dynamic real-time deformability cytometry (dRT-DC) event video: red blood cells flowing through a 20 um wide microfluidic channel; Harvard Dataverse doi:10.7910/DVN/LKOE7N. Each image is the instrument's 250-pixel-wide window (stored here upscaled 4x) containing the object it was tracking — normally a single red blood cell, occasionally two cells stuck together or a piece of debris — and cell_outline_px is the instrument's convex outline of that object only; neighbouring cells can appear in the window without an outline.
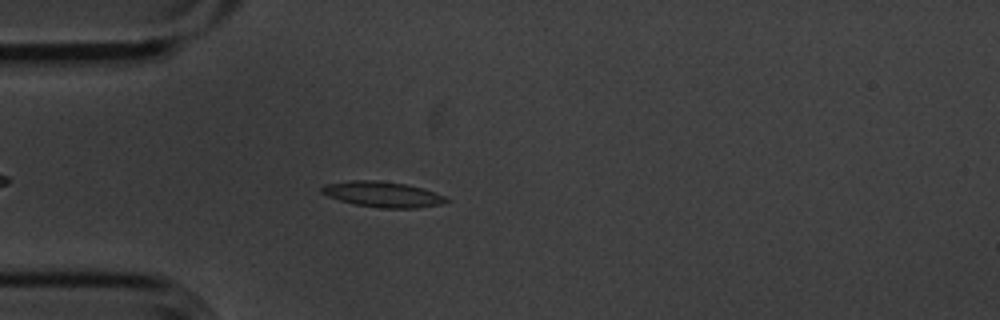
{"species": "common noctule bat (a hibernating species)", "species_latin": "Nyctalus noctula", "temperature_condition": "cold", "stored_images_in_passage": 48, "camera_frame_rate_fps": 3000, "um_per_image_px": 0.085, "animal": {"sex": "male", "body_mass_g": 20.1, "forearm_length_mm": 53.5}, "frame": {"image": 1, "passage_image": 8, "time_ms": 2.333, "image_size_px": [1000, 320], "cell_outline_px": [[452, 200], [440, 204], [416, 208], [380, 208], [356, 204], [340, 200], [328, 196], [320, 192], [320, 188], [324, 184], [352, 180], [376, 180], [408, 184], [424, 188], [444, 196]], "centroid_in_image_um": [32.53, 16.51], "position_along_channel_um": 52.5, "area_um2": 18.61}}
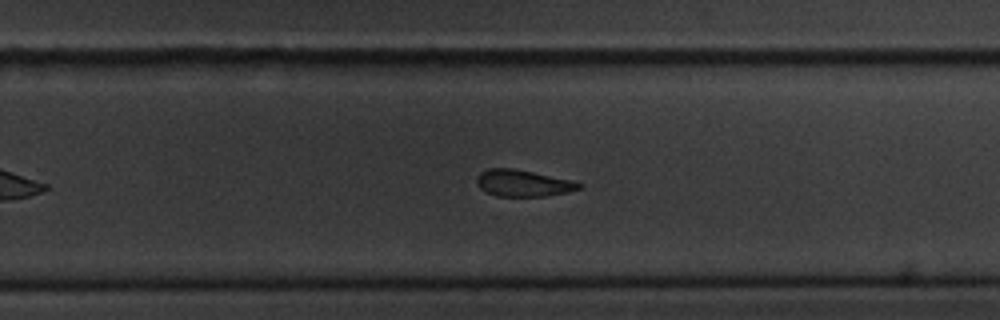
{"frame": {"image": 2, "passage_image": 28, "time_ms": 9.0, "image_size_px": [1000, 320], "cell_outline_px": [[584, 184], [580, 188], [568, 192], [544, 196], [496, 196], [480, 188], [476, 184], [476, 176], [480, 172], [488, 168], [512, 168], [572, 180]], "centroid_in_image_um": [44.44, 15.56], "position_along_channel_um": 285.4, "area_um2": 15.84}}
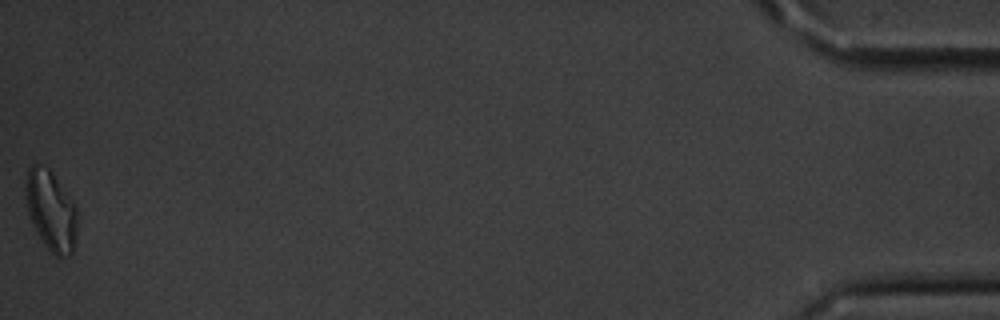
{"frame": {"image": 3, "passage_image": 48, "time_ms": 15.667, "image_size_px": [1000, 320], "cell_outline_px": [[76, 232], [72, 252], [68, 256], [60, 260], [44, 244], [36, 232], [28, 216], [24, 192], [24, 184], [28, 168], [32, 164], [40, 164], [48, 168], [52, 172], [76, 204]], "centroid_in_image_um": [4.3, 17.88], "position_along_channel_um": 430.9, "area_um2": 24.51}, "authors_computed_cell_mechanics": {"area_um2": 17.3978, "velocity_mm_per_s": 3.6165, "shape_relaxation_time_tau1_ms": 4.9994, "shape_relaxation_time_tau2_ms": 6.8474, "deformation_change_tau1": 0.1206, "deformation_change_tau2": 0.1345}}